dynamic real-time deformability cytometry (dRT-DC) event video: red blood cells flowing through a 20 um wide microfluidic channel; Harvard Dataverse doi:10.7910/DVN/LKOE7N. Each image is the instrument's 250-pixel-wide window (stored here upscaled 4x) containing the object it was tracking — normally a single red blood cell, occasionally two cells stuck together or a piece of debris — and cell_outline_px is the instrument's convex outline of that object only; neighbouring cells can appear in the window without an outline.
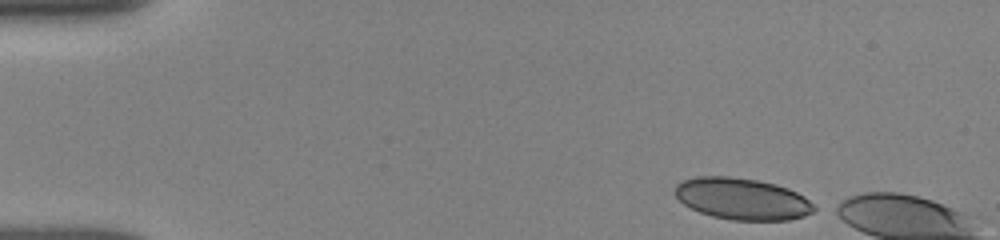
{"species": "human", "species_latin": "Homo sapiens", "temperature_condition": "room temperature", "stored_images_in_passage": 7, "camera_frame_rate_fps": 3000, "um_per_image_px": 0.085, "donor": {"sex": "female"}, "frame": {"image": 1, "passage_image": 1, "time_ms": 0.0, "image_size_px": [1000, 240], "cell_outline_px": [[820, 208], [804, 216], [788, 220], [732, 220], [712, 216], [700, 212], [684, 204], [672, 192], [676, 184], [684, 180], [696, 176], [728, 176], [756, 180], [776, 184], [788, 188], [804, 196]], "centroid_in_image_um": [63.1, 16.9], "position_along_channel_um": 21.9, "area_um2": 33.93}}